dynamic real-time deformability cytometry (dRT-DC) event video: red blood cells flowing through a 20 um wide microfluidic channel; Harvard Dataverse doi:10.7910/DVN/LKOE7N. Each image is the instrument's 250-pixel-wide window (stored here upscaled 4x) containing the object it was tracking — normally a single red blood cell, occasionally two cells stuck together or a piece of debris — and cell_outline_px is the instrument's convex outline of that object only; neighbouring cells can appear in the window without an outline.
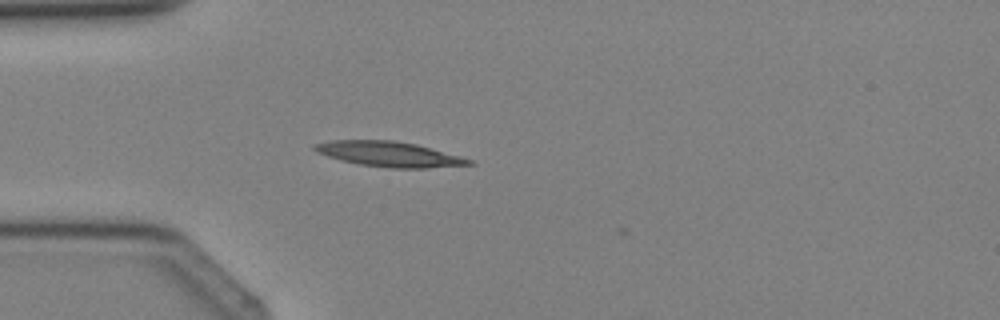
{"species": "Egyptian fruit bat (a non-hibernating species)", "species_latin": "Rousettus aegyptiacus", "temperature_condition": "cold", "stored_images_in_passage": 1, "camera_frame_rate_fps": 3000, "um_per_image_px": 0.085, "animal": {"sex": "female"}, "frame": {"image": 1, "passage_image": 1, "time_ms": 0.0, "image_size_px": [1000, 320], "cell_outline_px": [[476, 164], [428, 168], [392, 168], [360, 164], [328, 156], [316, 152], [312, 148], [312, 144], [332, 140], [392, 140], [416, 144], [476, 160]], "centroid_in_image_um": [33.13, 13.1], "position_along_channel_um": 51.9, "area_um2": 22.6}}